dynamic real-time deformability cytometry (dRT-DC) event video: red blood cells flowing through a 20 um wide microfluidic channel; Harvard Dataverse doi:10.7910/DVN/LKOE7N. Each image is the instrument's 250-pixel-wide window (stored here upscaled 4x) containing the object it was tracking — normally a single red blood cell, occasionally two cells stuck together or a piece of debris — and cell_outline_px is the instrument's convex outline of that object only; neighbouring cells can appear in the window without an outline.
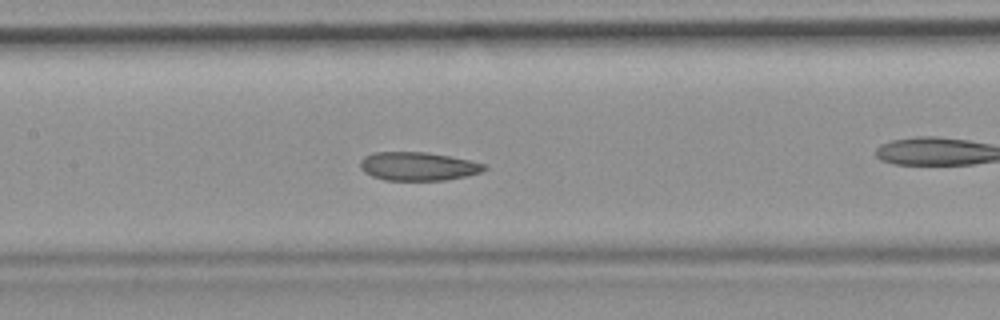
{"species": "common noctule bat (a hibernating species)", "species_latin": "Nyctalus noctula", "temperature_condition": "room temperature", "stored_images_in_passage": 42, "camera_frame_rate_fps": 3000, "um_per_image_px": 0.085, "animal": {"sex": "female", "body_mass_g": 19.9}, "frame": {"image": 1, "passage_image": 19, "time_ms": 6.0, "image_size_px": [1000, 320], "cell_outline_px": [[488, 168], [480, 172], [468, 176], [444, 180], [384, 180], [372, 176], [364, 172], [360, 168], [360, 160], [364, 156], [372, 152], [424, 152], [448, 156], [488, 164]], "centroid_in_image_um": [35.52, 14.14], "position_along_channel_um": 171.9, "area_um2": 20.69}, "authors_computed_cell_mechanics": {"area_um2": 21.2704, "velocity_mm_per_s": 3.8626, "shape_relaxation_time_tau1_ms": null, "shape_relaxation_time_tau2_ms": 2.3686, "deformation_change_tau1": null, "deformation_change_tau2": 0.0746}}